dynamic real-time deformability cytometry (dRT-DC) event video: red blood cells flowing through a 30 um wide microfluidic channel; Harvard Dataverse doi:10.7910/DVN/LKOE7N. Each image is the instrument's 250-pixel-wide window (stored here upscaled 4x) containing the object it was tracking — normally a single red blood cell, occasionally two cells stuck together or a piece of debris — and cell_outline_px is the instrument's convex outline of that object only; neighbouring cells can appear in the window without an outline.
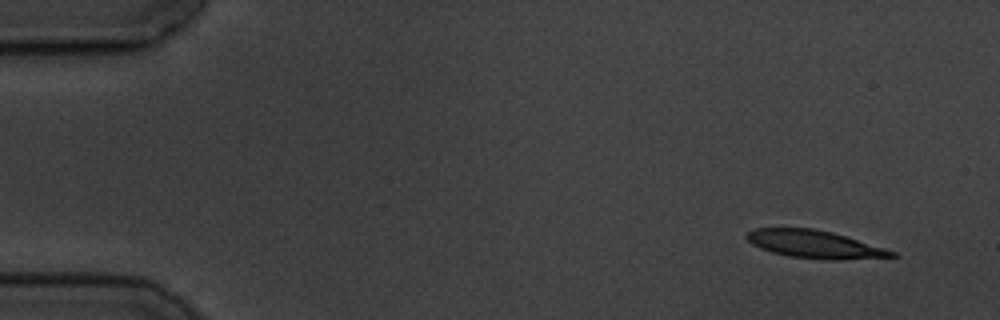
{"species": "common noctule bat (a hibernating species)", "species_latin": "Nyctalus noctula", "temperature_condition": "cold", "stored_images_in_passage": 5, "segment_of_instrument_passage": [2, 2], "camera_frame_rate_fps": 3000, "um_per_image_px": 0.085, "animal": {"sex": "male", "body_mass_g": 19.5, "forearm_length_mm": 54.6}, "frame": {"image": 1, "passage_image": 5, "time_ms": 4.667, "image_size_px": [1000, 320], "cell_outline_px": [[900, 256], [840, 260], [824, 260], [788, 256], [772, 252], [760, 248], [752, 244], [744, 236], [748, 232], [756, 228], [812, 228], [832, 232], [884, 248], [896, 252]], "centroid_in_image_um": [69.23, 20.77], "position_along_channel_um": 15.8, "area_um2": 23.41}}